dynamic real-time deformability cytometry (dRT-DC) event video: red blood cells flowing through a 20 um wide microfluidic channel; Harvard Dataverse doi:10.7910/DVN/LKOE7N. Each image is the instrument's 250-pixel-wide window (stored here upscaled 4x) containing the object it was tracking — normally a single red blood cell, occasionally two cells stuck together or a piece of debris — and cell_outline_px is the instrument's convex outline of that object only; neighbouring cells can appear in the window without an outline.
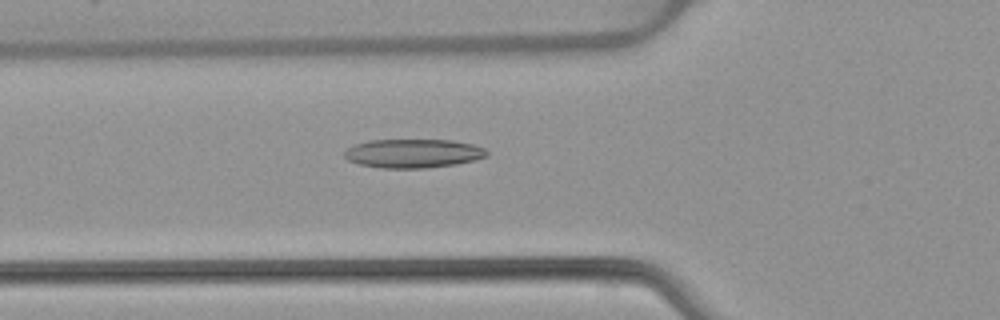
{"species": "common noctule bat (a hibernating species)", "species_latin": "Nyctalus noctula", "temperature_condition": "warm", "stored_images_in_passage": 39, "camera_frame_rate_fps": 3000, "um_per_image_px": 0.085, "animal": {"sex": "female", "body_mass_g": 22.7, "forearm_length_mm": 54.2}, "frame": {"image": 1, "passage_image": 6, "time_ms": 1.667, "image_size_px": [1000, 320], "cell_outline_px": [[488, 156], [476, 160], [456, 164], [428, 168], [380, 168], [360, 164], [348, 160], [344, 156], [344, 152], [348, 148], [356, 144], [368, 140], [452, 140], [472, 144], [484, 148], [488, 152]], "centroid_in_image_um": [35.14, 13.04], "position_along_channel_um": 90.7, "area_um2": 23.99}}
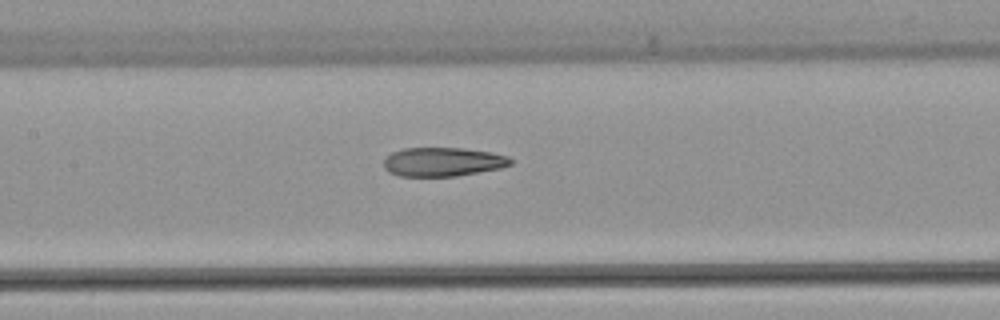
{"frame": {"image": 2, "passage_image": 12, "time_ms": 3.667, "image_size_px": [1000, 320], "cell_outline_px": [[512, 164], [500, 168], [456, 176], [400, 176], [388, 172], [384, 168], [384, 160], [392, 152], [404, 148], [464, 148], [492, 152], [508, 156], [512, 160]], "centroid_in_image_um": [37.65, 13.75], "position_along_channel_um": 169.8, "area_um2": 21.39}}
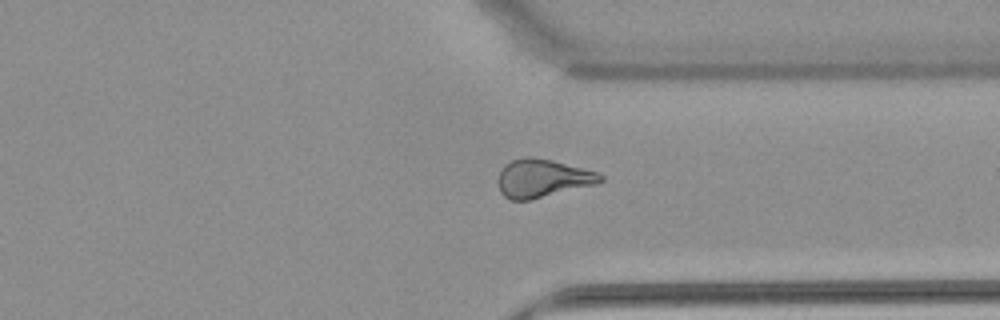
{"frame": {"image": 3, "passage_image": 27, "time_ms": 8.667, "image_size_px": [1000, 320], "cell_outline_px": [[604, 180], [596, 184], [528, 200], [508, 200], [500, 192], [496, 180], [500, 168], [504, 164], [512, 160], [528, 156], [532, 156], [552, 160], [596, 172], [604, 176]], "centroid_in_image_um": [46.04, 15.15], "position_along_channel_um": 365.4, "area_um2": 22.83}, "authors_computed_cell_mechanics": {"area_um2": 22.6576, "velocity_mm_per_s": 3.9167, "shape_relaxation_time_tau1_ms": null, "shape_relaxation_time_tau2_ms": 2.9599, "deformation_change_tau1": null, "deformation_change_tau2": 0.1267}}